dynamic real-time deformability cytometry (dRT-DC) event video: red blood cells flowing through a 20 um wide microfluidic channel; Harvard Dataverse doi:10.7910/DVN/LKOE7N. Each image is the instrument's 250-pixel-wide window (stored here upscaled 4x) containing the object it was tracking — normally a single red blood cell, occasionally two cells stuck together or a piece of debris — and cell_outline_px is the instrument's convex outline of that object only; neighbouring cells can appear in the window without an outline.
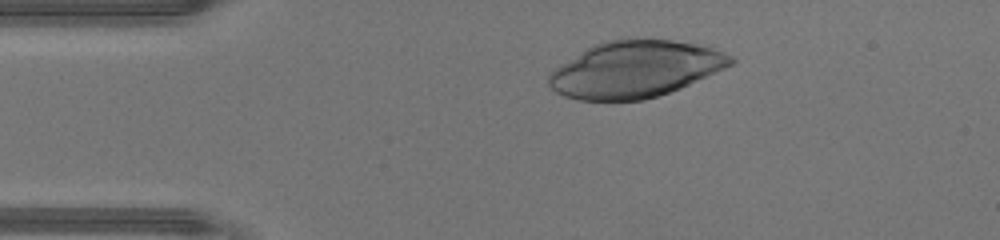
{"species": "human", "species_latin": "Homo sapiens", "temperature_condition": "warm", "stored_images_in_passage": 32, "camera_frame_rate_fps": 3000, "um_per_image_px": 0.085, "donor": {"sex": "male"}, "frame": {"image": 1, "passage_image": 3, "time_ms": 0.667, "image_size_px": [1000, 240], "cell_outline_px": [[736, 60], [732, 64], [724, 68], [680, 88], [644, 100], [576, 100], [564, 96], [556, 92], [548, 84], [548, 76], [560, 64], [592, 44], [604, 40], [620, 36], [628, 36], [672, 40], [704, 44], [724, 52], [732, 56]], "centroid_in_image_um": [53.98, 5.83], "position_along_channel_um": 31.0, "area_um2": 60.81}}